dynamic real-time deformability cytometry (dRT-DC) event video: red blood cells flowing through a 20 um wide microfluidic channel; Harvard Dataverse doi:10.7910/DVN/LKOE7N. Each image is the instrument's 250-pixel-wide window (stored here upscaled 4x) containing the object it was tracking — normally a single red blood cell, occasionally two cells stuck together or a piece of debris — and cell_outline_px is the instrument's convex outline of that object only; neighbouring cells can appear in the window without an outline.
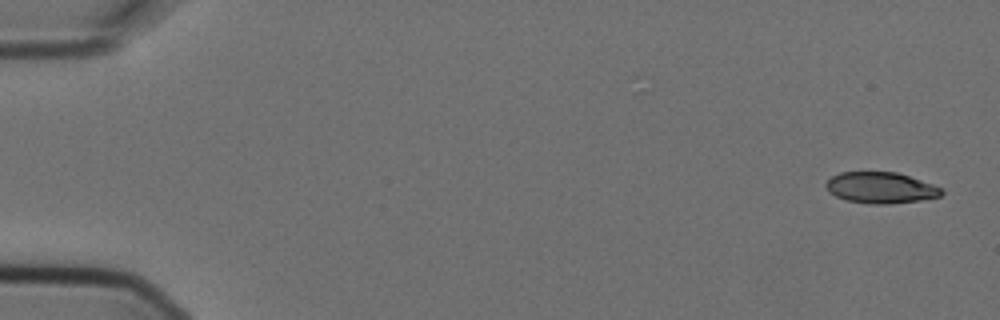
{"species": "Egyptian fruit bat (a non-hibernating species)", "species_latin": "Rousettus aegyptiacus", "temperature_condition": "cold", "stored_images_in_passage": 8, "camera_frame_rate_fps": 3000, "um_per_image_px": 0.085, "animal": {"sex": "female"}, "frame": {"image": 1, "passage_image": 1, "time_ms": 0.0, "image_size_px": [1000, 320], "cell_outline_px": [[944, 192], [940, 196], [920, 200], [888, 204], [868, 204], [844, 200], [828, 192], [824, 184], [832, 176], [840, 172], [896, 172], [944, 188]], "centroid_in_image_um": [74.83, 15.96], "position_along_channel_um": 10.2, "area_um2": 21.04}}
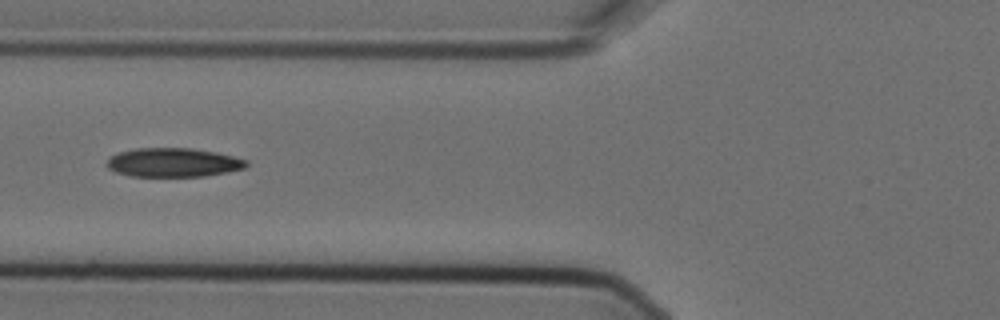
{"frame": {"image": 2, "passage_image": 6, "time_ms": 1.667, "image_size_px": [1000, 320], "cell_outline_px": [[248, 164], [244, 168], [228, 172], [204, 176], [132, 176], [116, 172], [108, 168], [104, 164], [112, 156], [120, 152], [136, 148], [192, 148], [216, 152], [248, 160]], "centroid_in_image_um": [14.74, 13.81], "position_along_channel_um": 111.1, "area_um2": 23.47}}
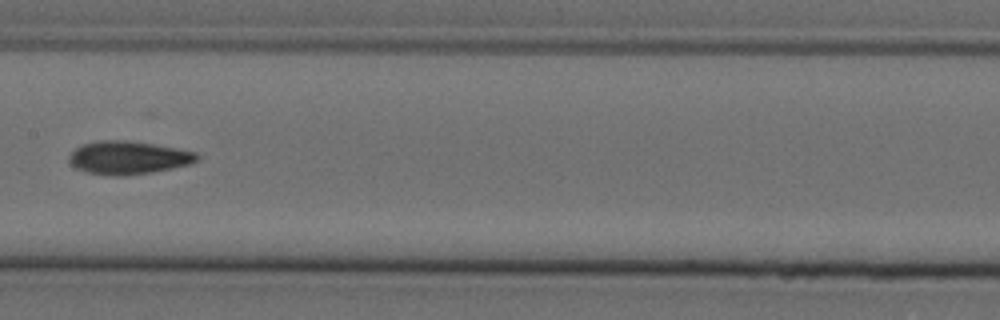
{"frame": {"image": 3, "passage_image": 8, "time_ms": 2.333, "image_size_px": [1000, 320], "cell_outline_px": [[200, 156], [192, 164], [152, 172], [124, 176], [116, 176], [88, 172], [76, 168], [68, 160], [68, 156], [76, 148], [84, 144], [100, 140], [124, 140], [152, 144], [196, 152]], "centroid_in_image_um": [10.91, 13.41], "position_along_channel_um": 196.5, "area_um2": 24.45}}